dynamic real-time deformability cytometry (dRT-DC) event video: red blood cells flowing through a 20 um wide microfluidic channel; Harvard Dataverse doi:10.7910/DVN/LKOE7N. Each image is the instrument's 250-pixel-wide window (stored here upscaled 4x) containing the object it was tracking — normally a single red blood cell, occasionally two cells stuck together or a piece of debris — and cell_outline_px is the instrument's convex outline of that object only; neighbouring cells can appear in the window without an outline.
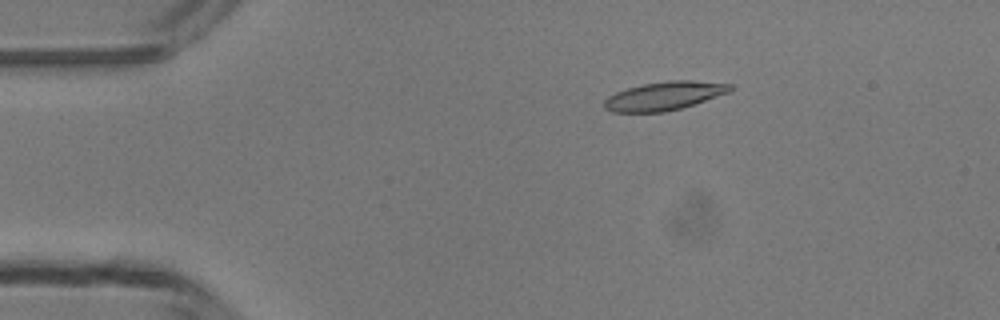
{"species": "common noctule bat (a hibernating species)", "species_latin": "Nyctalus noctula", "temperature_condition": "room temperature", "stored_images_in_passage": 49, "camera_frame_rate_fps": 3000, "um_per_image_px": 0.085, "animal": {"sex": "male", "body_mass_g": 13.3}, "frame": {"image": 1, "passage_image": 9, "time_ms": 2.667, "image_size_px": [1000, 320], "cell_outline_px": [[732, 88], [728, 92], [680, 108], [664, 112], [612, 112], [604, 108], [604, 100], [608, 96], [616, 92], [628, 88], [644, 84], [668, 80], [692, 80], [732, 84]], "centroid_in_image_um": [56.41, 8.15], "position_along_channel_um": 28.6, "area_um2": 20.63}}
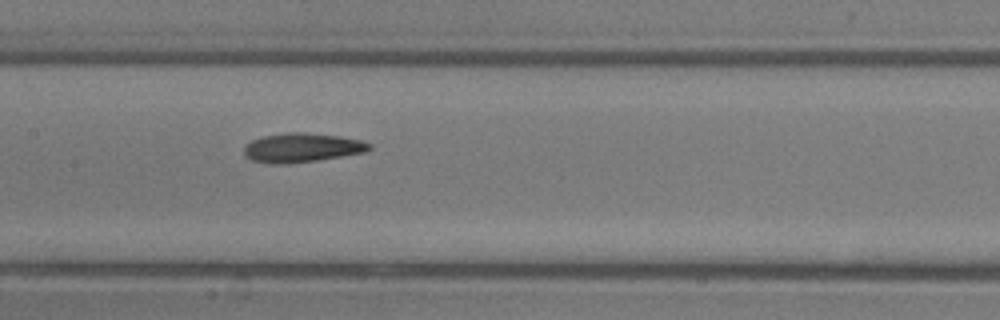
{"frame": {"image": 2, "passage_image": 24, "time_ms": 7.667, "image_size_px": [1000, 320], "cell_outline_px": [[372, 148], [364, 152], [316, 160], [288, 164], [268, 164], [252, 160], [244, 156], [244, 148], [252, 140], [264, 136], [288, 132], [304, 132], [340, 136], [360, 140], [372, 144]], "centroid_in_image_um": [25.65, 12.55], "position_along_channel_um": 181.8, "area_um2": 21.21}}
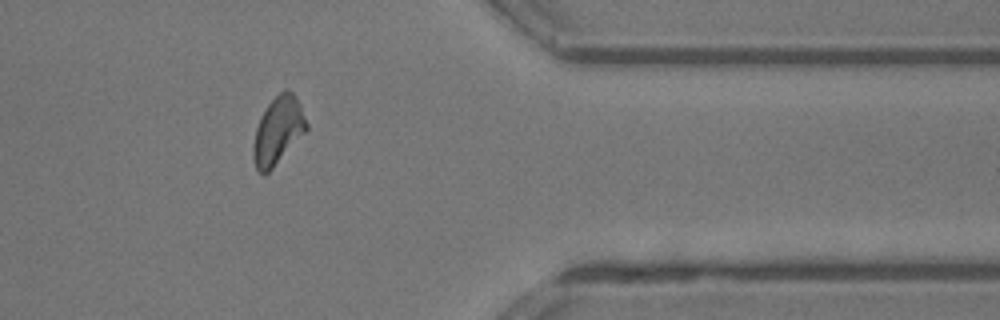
{"frame": {"image": 3, "passage_image": 40, "time_ms": 13.0, "image_size_px": [1000, 320], "cell_outline_px": [[308, 128], [272, 168], [264, 176], [256, 168], [252, 156], [252, 148], [256, 128], [260, 116], [268, 104], [284, 88], [288, 88], [296, 96], [300, 104], [308, 124]], "centroid_in_image_um": [23.61, 11.07], "position_along_channel_um": 387.8, "area_um2": 20.75}, "authors_computed_cell_mechanics": {"area_um2": 20.3456, "velocity_mm_per_s": 4.2344, "shape_relaxation_time_tau1_ms": 8.3208, "shape_relaxation_time_tau2_ms": 5.1737, "deformation_change_tau1": 0.2056, "deformation_change_tau2": 0.1414}}